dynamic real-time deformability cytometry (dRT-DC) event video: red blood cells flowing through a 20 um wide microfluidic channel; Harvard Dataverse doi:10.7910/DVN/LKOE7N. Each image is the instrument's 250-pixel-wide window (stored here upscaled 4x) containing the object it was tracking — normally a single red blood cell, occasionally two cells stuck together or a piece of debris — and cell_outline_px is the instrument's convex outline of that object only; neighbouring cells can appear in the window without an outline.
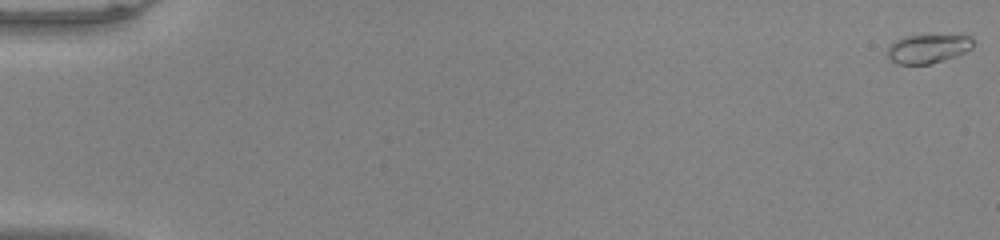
{"species": "common noctule bat (a hibernating species)", "species_latin": "Nyctalus noctula", "temperature_condition": "warm", "stored_images_in_passage": 53, "camera_frame_rate_fps": 3000, "um_per_image_px": 0.085, "animal": {"sex": "male", "body_mass_g": 20.0, "forearm_length_mm": 53.3}, "frame": {"image": 1, "passage_image": 1, "time_ms": 0.0, "image_size_px": [1000, 240], "cell_outline_px": [[972, 48], [956, 56], [944, 60], [928, 64], [896, 64], [888, 56], [888, 44], [904, 36], [968, 36], [972, 40]], "centroid_in_image_um": [78.82, 4.15], "position_along_channel_um": 6.2, "area_um2": 14.1}}
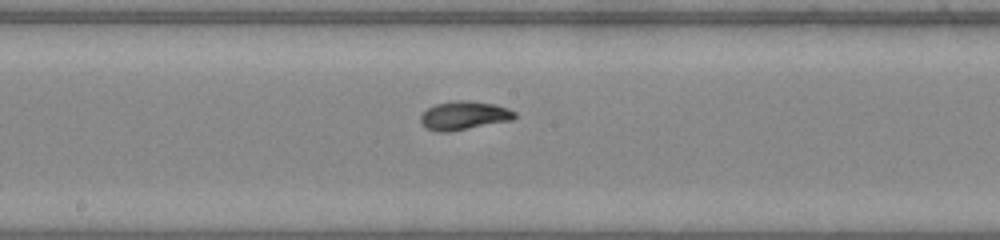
{"frame": {"image": 2, "passage_image": 30, "time_ms": 9.667, "image_size_px": [1000, 240], "cell_outline_px": [[516, 116], [512, 120], [448, 132], [440, 132], [424, 128], [420, 124], [420, 116], [428, 108], [436, 104], [456, 100], [468, 100], [496, 104], [508, 108], [516, 112]], "centroid_in_image_um": [39.43, 9.82], "position_along_channel_um": 208.8, "area_um2": 15.78}}
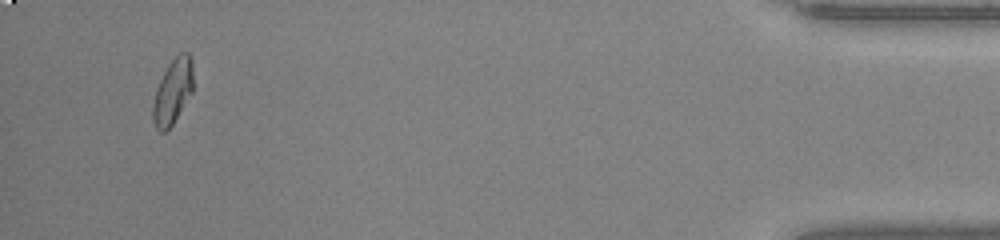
{"frame": {"image": 3, "passage_image": 51, "time_ms": 16.667, "image_size_px": [1000, 240], "cell_outline_px": [[192, 92], [172, 124], [164, 132], [160, 132], [156, 128], [152, 120], [152, 104], [156, 88], [168, 64], [180, 52], [188, 52], [192, 56]], "centroid_in_image_um": [14.67, 7.76], "position_along_channel_um": 420.5, "area_um2": 15.2}, "authors_computed_cell_mechanics": {"area_um2": 14.8546, "velocity_mm_per_s": 4.0246, "shape_relaxation_time_tau1_ms": 4.1338, "shape_relaxation_time_tau2_ms": 0.9383, "deformation_change_tau1": 0.2018, "deformation_change_tau2": 0.0458}}